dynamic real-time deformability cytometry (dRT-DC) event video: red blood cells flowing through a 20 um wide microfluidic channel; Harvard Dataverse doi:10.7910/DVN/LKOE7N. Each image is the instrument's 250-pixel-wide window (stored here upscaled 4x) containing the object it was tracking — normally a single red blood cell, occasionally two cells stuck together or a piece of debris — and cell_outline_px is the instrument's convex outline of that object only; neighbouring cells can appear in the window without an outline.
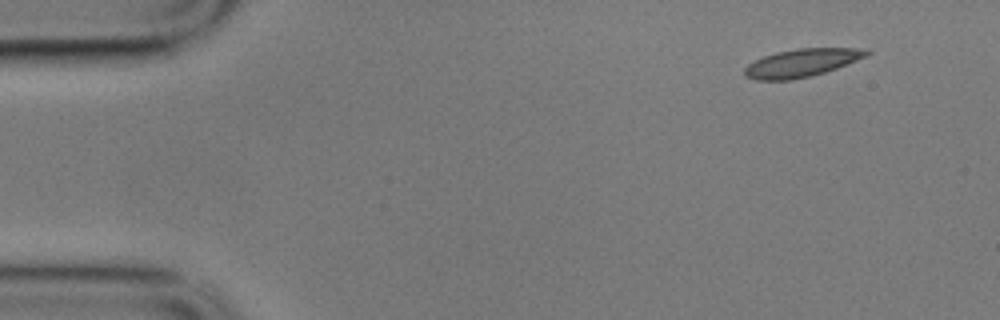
{"species": "common noctule bat (a hibernating species)", "species_latin": "Nyctalus noctula", "temperature_condition": "cold", "stored_images_in_passage": 9, "camera_frame_rate_fps": 3000, "um_per_image_px": 0.085, "animal": {"sex": "male", "body_mass_g": 17.9}, "frame": {"image": 1, "passage_image": 1, "time_ms": 0.0, "image_size_px": [1000, 320], "cell_outline_px": [[872, 52], [856, 60], [836, 68], [824, 72], [792, 80], [756, 80], [744, 76], [744, 68], [748, 64], [764, 56], [776, 52], [796, 48], [868, 48]], "centroid_in_image_um": [68.12, 5.34], "position_along_channel_um": 16.9, "area_um2": 19.77}}
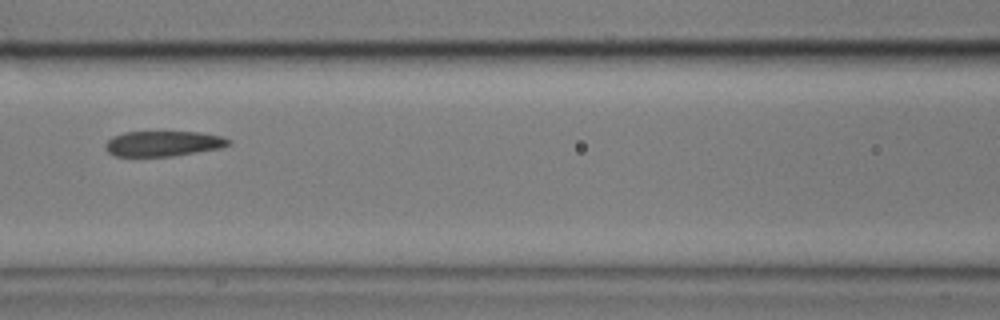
{"frame": {"image": 2, "passage_image": 6, "time_ms": 1.667, "image_size_px": [1000, 320], "cell_outline_px": [[232, 144], [220, 148], [172, 156], [116, 156], [108, 152], [104, 144], [112, 136], [124, 132], [200, 132], [220, 136], [232, 140]], "centroid_in_image_um": [13.88, 12.2], "position_along_channel_um": 152.7, "area_um2": 18.15}}
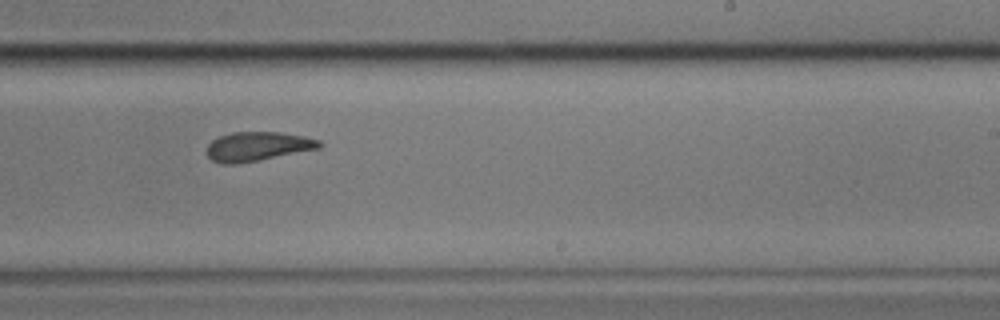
{"frame": {"image": 3, "passage_image": 9, "time_ms": 2.667, "image_size_px": [1000, 320], "cell_outline_px": [[324, 144], [320, 148], [236, 164], [220, 164], [212, 160], [208, 156], [208, 144], [212, 140], [220, 136], [232, 132], [276, 132], [304, 136], [320, 140]], "centroid_in_image_um": [21.9, 12.44], "position_along_channel_um": 267.1, "area_um2": 18.96}}